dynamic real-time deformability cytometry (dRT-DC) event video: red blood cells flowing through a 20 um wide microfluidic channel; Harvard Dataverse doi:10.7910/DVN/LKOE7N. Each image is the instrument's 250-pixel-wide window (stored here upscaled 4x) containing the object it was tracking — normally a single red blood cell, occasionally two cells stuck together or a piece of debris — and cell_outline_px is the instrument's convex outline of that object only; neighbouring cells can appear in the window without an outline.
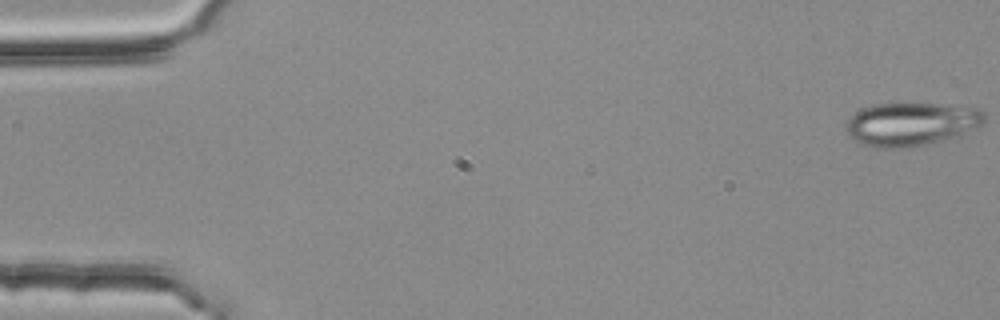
{"species": "common noctule bat (a hibernating species)", "species_latin": "Nyctalus noctula", "temperature_condition": "room temperature", "stored_images_in_passage": 4, "camera_frame_rate_fps": 3000, "um_per_image_px": 0.085, "animal": {"sex": "female", "body_mass_g": 25.1}, "frame": {"image": 1, "passage_image": 1, "time_ms": 0.0, "image_size_px": [1000, 320], "cell_outline_px": [[984, 120], [980, 124], [956, 136], [944, 140], [912, 148], [872, 148], [856, 140], [848, 132], [848, 120], [856, 112], [864, 108], [876, 104], [904, 100], [980, 108], [984, 112]], "centroid_in_image_um": [77.46, 10.51], "position_along_channel_um": 7.5, "area_um2": 35.43}}